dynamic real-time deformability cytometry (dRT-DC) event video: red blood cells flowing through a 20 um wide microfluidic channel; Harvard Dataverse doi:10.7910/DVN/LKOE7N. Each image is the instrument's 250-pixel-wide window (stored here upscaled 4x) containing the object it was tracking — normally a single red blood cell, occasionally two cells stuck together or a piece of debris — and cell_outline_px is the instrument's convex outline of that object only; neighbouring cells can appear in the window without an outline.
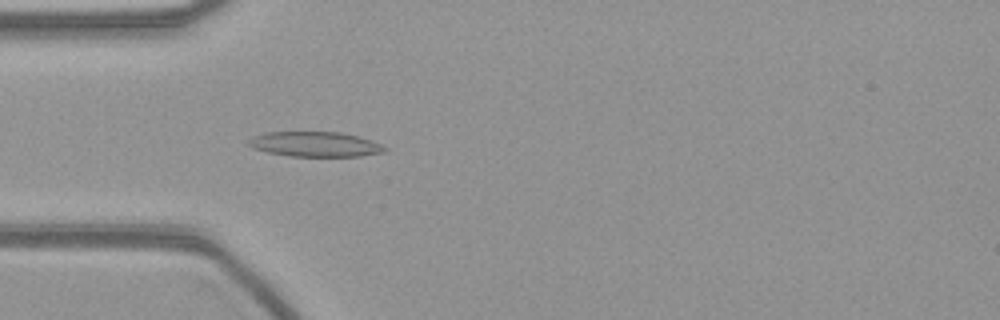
{"species": "common noctule bat (a hibernating species)", "species_latin": "Nyctalus noctula", "temperature_condition": "warm", "stored_images_in_passage": 47, "camera_frame_rate_fps": 3000, "um_per_image_px": 0.085, "animal": {"sex": "female", "body_mass_g": 21.9}, "frame": {"image": 1, "passage_image": 8, "time_ms": 2.333, "image_size_px": [1000, 320], "cell_outline_px": [[388, 148], [384, 152], [360, 156], [292, 156], [268, 152], [252, 148], [248, 144], [248, 140], [252, 136], [264, 132], [340, 132], [356, 136], [380, 144]], "centroid_in_image_um": [26.74, 12.25], "position_along_channel_um": 58.3, "area_um2": 19.65}}
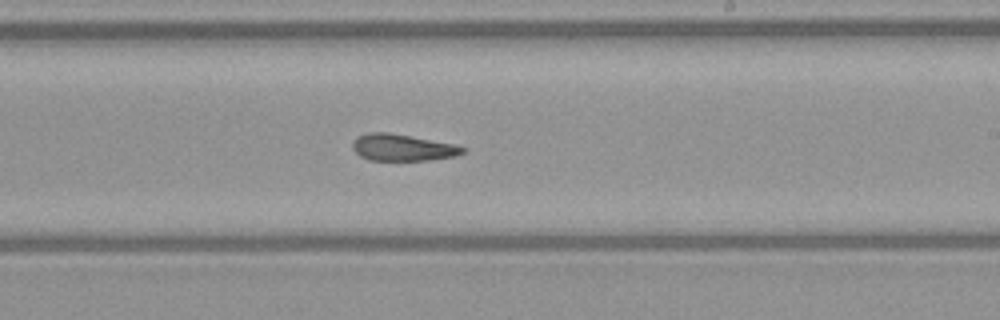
{"frame": {"image": 2, "passage_image": 24, "time_ms": 7.667, "image_size_px": [1000, 320], "cell_outline_px": [[468, 148], [464, 152], [456, 156], [428, 160], [368, 160], [360, 156], [352, 148], [352, 144], [356, 136], [368, 132], [388, 132], [456, 144]], "centroid_in_image_um": [34.22, 12.53], "position_along_channel_um": 254.8, "area_um2": 17.28}}
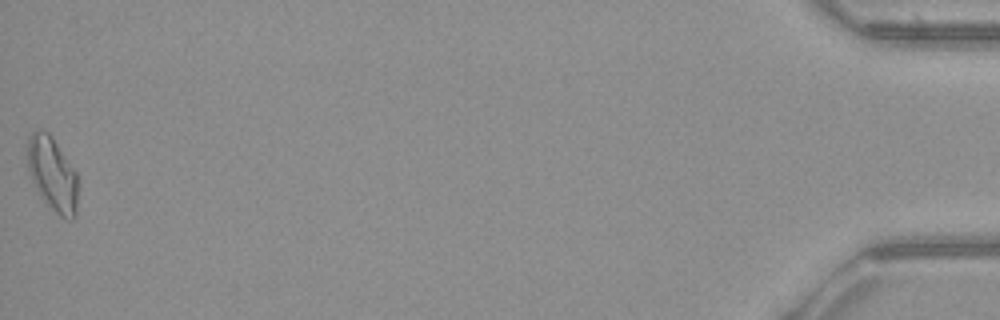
{"frame": {"image": 3, "passage_image": 47, "time_ms": 15.333, "image_size_px": [1000, 320], "cell_outline_px": [[76, 216], [72, 220], [68, 220], [60, 216], [40, 196], [28, 172], [28, 136], [32, 132], [40, 128], [48, 132], [52, 136], [76, 172]], "centroid_in_image_um": [4.44, 14.77], "position_along_channel_um": 430.8, "area_um2": 21.5}}